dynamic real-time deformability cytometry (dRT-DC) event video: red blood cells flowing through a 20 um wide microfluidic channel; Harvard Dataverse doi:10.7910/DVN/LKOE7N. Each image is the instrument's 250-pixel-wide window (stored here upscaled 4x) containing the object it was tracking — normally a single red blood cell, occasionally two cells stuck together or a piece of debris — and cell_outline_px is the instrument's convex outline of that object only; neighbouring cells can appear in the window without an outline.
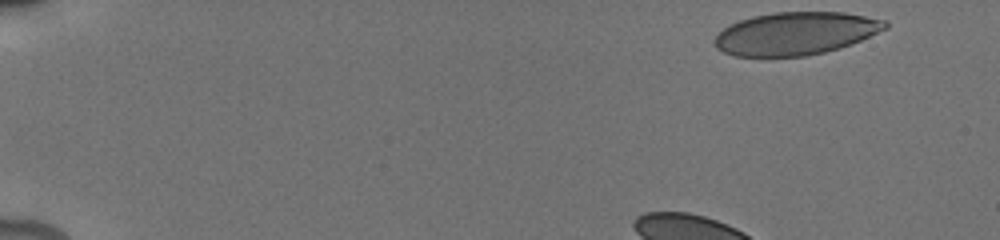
{"species": "human", "species_latin": "Homo sapiens", "temperature_condition": "cold", "stored_images_in_passage": 69, "camera_frame_rate_fps": 3000, "um_per_image_px": 0.085, "donor": {"sex": "male"}, "frame": {"image": 1, "passage_image": 1, "time_ms": 0.0, "image_size_px": [1000, 240], "cell_outline_px": [[888, 28], [852, 44], [824, 52], [804, 56], [736, 56], [724, 52], [716, 48], [712, 40], [724, 28], [740, 20], [752, 16], [772, 12], [844, 12], [888, 20]], "centroid_in_image_um": [67.65, 2.84], "position_along_channel_um": 17.4, "area_um2": 42.6}}
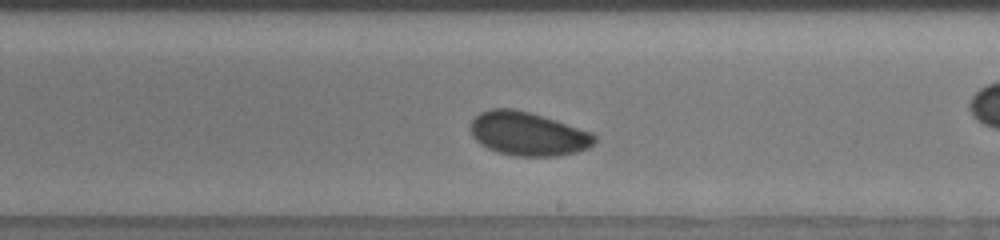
{"frame": {"image": 2, "passage_image": 41, "time_ms": 8.667, "image_size_px": [1000, 240], "cell_outline_px": [[596, 140], [588, 148], [576, 152], [556, 156], [516, 156], [496, 152], [480, 144], [472, 136], [472, 120], [480, 112], [488, 108], [512, 108], [528, 112], [556, 120], [592, 132], [596, 136]], "centroid_in_image_um": [44.87, 11.37], "position_along_channel_um": 244.1, "area_um2": 31.5}}
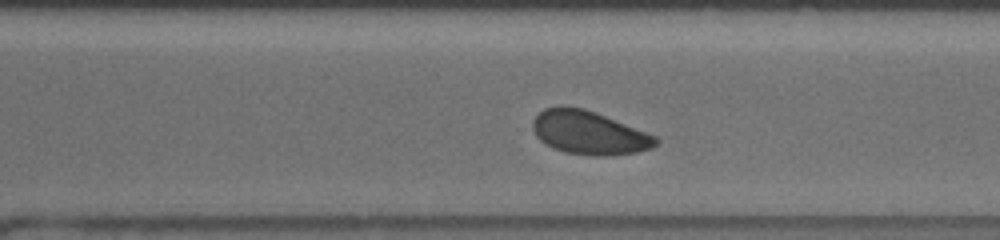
{"frame": {"image": 3, "passage_image": 49, "time_ms": 10.667, "image_size_px": [1000, 240], "cell_outline_px": [[660, 140], [652, 148], [636, 152], [596, 156], [564, 152], [552, 148], [544, 144], [536, 136], [532, 128], [532, 120], [544, 108], [564, 104], [584, 108], [596, 112], [656, 136]], "centroid_in_image_um": [50.01, 11.26], "position_along_channel_um": 320.6, "area_um2": 31.33}, "authors_computed_cell_mechanics": {"area_um2": 31.501, "velocity_mm_per_s": 3.8172, "shape_relaxation_time_tau1_ms": 2.0726, "shape_relaxation_time_tau2_ms": null, "deformation_change_tau1": 0.0456, "deformation_change_tau2": null}}